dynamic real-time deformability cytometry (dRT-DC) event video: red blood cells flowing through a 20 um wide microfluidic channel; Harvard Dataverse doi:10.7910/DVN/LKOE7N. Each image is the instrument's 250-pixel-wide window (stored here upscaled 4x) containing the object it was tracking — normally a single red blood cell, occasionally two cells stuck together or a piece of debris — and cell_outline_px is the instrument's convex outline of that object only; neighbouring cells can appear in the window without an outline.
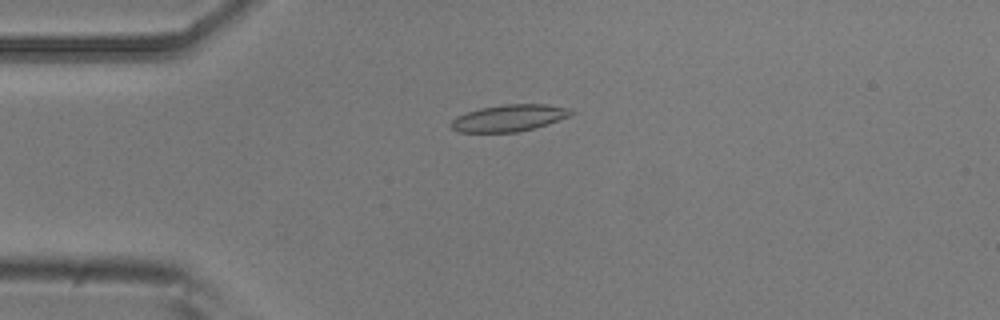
{"species": "common noctule bat (a hibernating species)", "species_latin": "Nyctalus noctula", "temperature_condition": "room temperature", "stored_images_in_passage": 4, "camera_frame_rate_fps": 3000, "um_per_image_px": 0.085, "animal": {"sex": "male", "body_mass_g": 20.5, "forearm_length_mm": 52.5}, "frame": {"image": 1, "passage_image": 1, "time_ms": 0.0, "image_size_px": [1000, 320], "cell_outline_px": [[576, 112], [572, 116], [548, 124], [516, 132], [456, 132], [448, 124], [456, 116], [480, 108], [504, 104], [548, 104], [568, 108]], "centroid_in_image_um": [43.29, 10.02], "position_along_channel_um": 41.7, "area_um2": 18.84}}
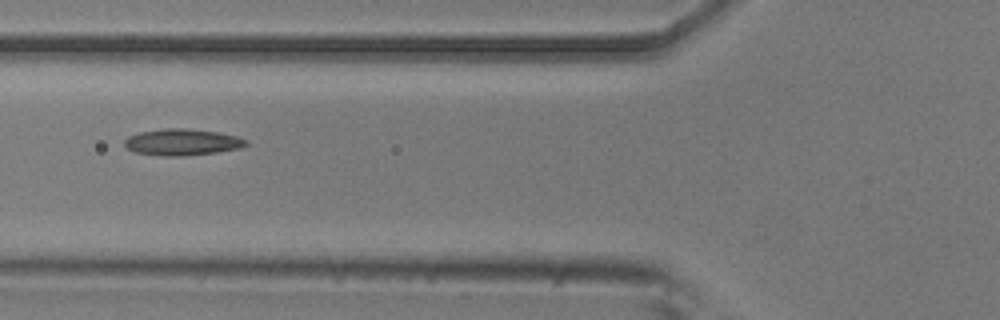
{"frame": {"image": 2, "passage_image": 3, "time_ms": 0.667, "image_size_px": [1000, 320], "cell_outline_px": [[248, 144], [240, 148], [216, 152], [180, 156], [164, 156], [136, 152], [128, 148], [124, 144], [124, 140], [128, 136], [140, 132], [164, 128], [184, 128], [216, 132], [236, 136], [248, 140]], "centroid_in_image_um": [15.49, 12.08], "position_along_channel_um": 110.3, "area_um2": 18.55}}
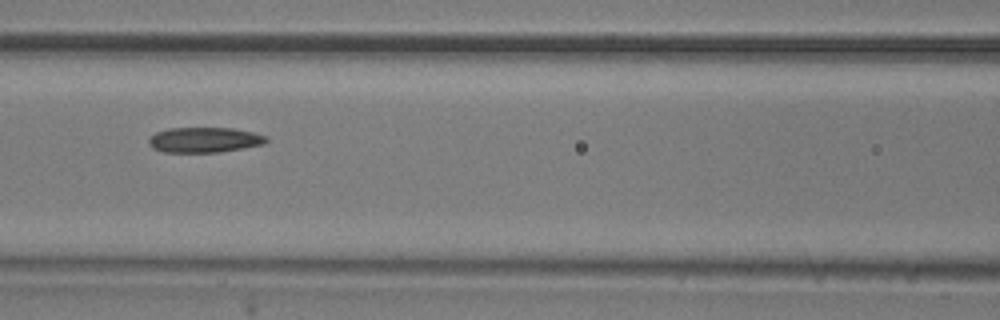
{"frame": {"image": 3, "passage_image": 4, "time_ms": 1.0, "image_size_px": [1000, 320], "cell_outline_px": [[268, 140], [264, 144], [220, 152], [164, 152], [152, 148], [148, 144], [148, 140], [156, 132], [168, 128], [232, 128], [252, 132], [268, 136]], "centroid_in_image_um": [17.37, 11.89], "position_along_channel_um": 149.2, "area_um2": 17.28}}